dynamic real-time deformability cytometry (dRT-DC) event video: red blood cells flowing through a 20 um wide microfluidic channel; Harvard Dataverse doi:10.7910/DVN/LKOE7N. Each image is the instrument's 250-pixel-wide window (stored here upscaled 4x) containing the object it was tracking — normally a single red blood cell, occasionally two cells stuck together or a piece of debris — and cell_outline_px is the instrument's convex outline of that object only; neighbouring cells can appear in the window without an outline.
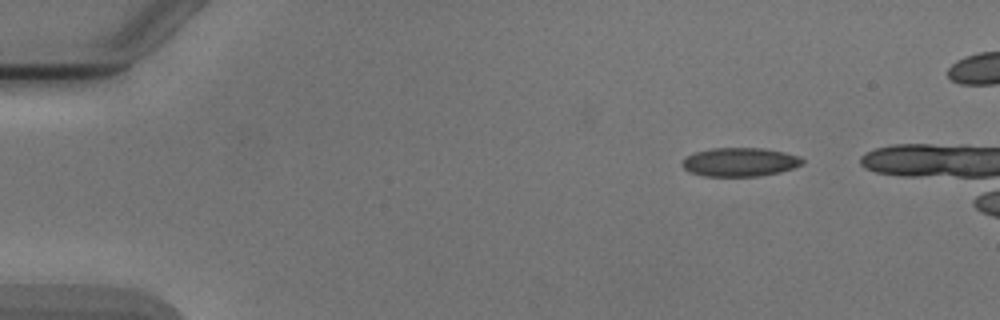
{"species": "Egyptian fruit bat (a non-hibernating species)", "species_latin": "Rousettus aegyptiacus", "temperature_condition": "cold", "stored_images_in_passage": 4, "camera_frame_rate_fps": 3000, "um_per_image_px": 0.085, "animal": {"sex": "male"}, "frame": {"image": 1, "passage_image": 1, "time_ms": 0.0, "image_size_px": [1000, 320], "cell_outline_px": [[804, 164], [780, 172], [760, 176], [704, 176], [688, 172], [680, 164], [688, 156], [696, 152], [712, 148], [764, 148], [784, 152], [800, 156], [804, 160]], "centroid_in_image_um": [62.91, 13.78], "position_along_channel_um": 22.1, "area_um2": 20.17}}